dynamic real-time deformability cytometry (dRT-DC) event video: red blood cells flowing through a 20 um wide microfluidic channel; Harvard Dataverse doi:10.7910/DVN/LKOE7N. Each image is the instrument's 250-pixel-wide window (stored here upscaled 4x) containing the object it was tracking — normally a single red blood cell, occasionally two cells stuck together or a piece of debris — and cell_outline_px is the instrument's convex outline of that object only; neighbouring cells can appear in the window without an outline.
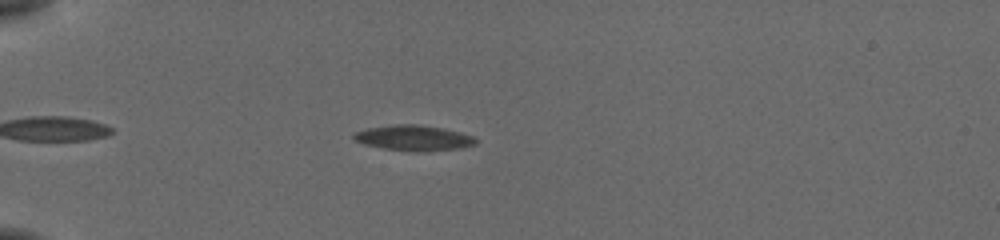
{"species": "common noctule bat (a hibernating species)", "species_latin": "Nyctalus noctula", "temperature_condition": "cold", "stored_images_in_passage": 46, "camera_frame_rate_fps": 3000, "um_per_image_px": 0.085, "animal": {"sex": "female", "body_mass_g": 19.5, "forearm_length_mm": 54.1}, "frame": {"image": 1, "passage_image": 6, "time_ms": 1.667, "image_size_px": [1000, 240], "cell_outline_px": [[476, 144], [456, 148], [384, 148], [364, 144], [356, 140], [352, 136], [356, 132], [368, 128], [396, 124], [416, 124], [440, 128], [460, 132], [472, 136], [476, 140]], "centroid_in_image_um": [35.11, 11.66], "position_along_channel_um": 49.9, "area_um2": 16.59}}
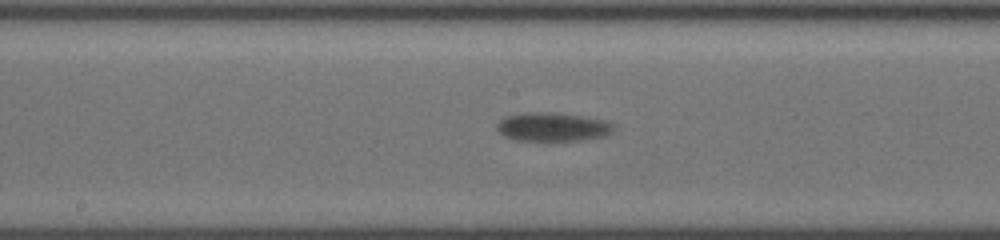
{"frame": {"image": 2, "passage_image": 21, "time_ms": 6.667, "image_size_px": [1000, 240], "cell_outline_px": [[612, 128], [608, 132], [600, 136], [580, 140], [516, 140], [504, 136], [496, 128], [496, 124], [500, 120], [508, 116], [524, 112], [556, 112], [604, 120], [612, 124]], "centroid_in_image_um": [46.88, 10.77], "position_along_channel_um": 201.3, "area_um2": 19.07}}
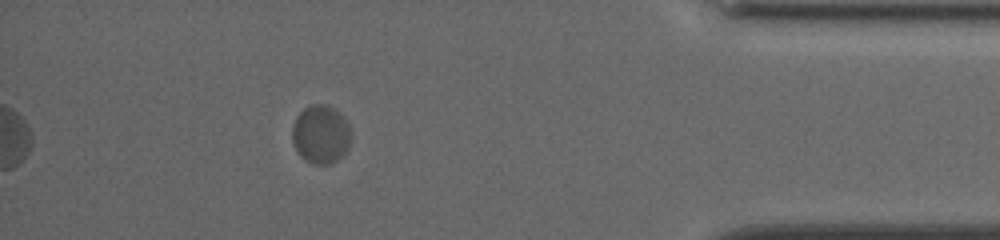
{"frame": {"image": 3, "passage_image": 41, "time_ms": 13.333, "image_size_px": [1000, 240], "cell_outline_px": [[352, 140], [344, 156], [332, 164], [312, 164], [304, 160], [296, 152], [292, 140], [292, 124], [296, 116], [304, 108], [312, 104], [328, 104], [344, 116], [352, 132]], "centroid_in_image_um": [27.28, 11.43], "position_along_channel_um": 407.9, "area_um2": 20.75}}